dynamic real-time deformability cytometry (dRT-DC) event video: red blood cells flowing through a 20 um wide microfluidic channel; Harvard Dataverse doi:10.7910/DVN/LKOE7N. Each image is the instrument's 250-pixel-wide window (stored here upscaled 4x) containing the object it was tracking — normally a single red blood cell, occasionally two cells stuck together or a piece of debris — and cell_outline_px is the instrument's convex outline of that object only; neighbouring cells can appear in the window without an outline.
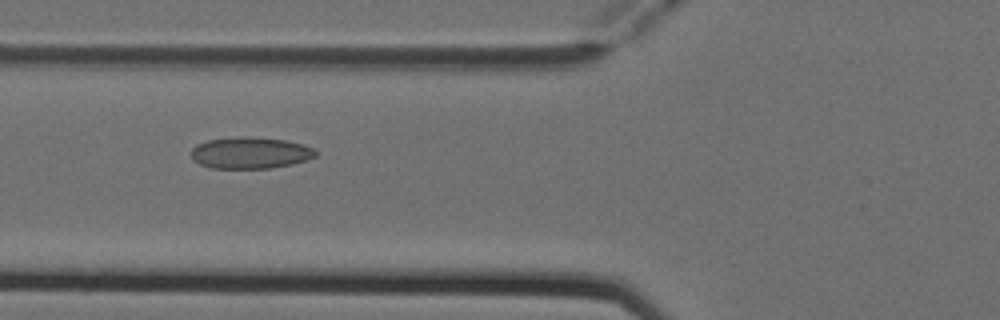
{"species": "Egyptian fruit bat (a non-hibernating species)", "species_latin": "Rousettus aegyptiacus", "temperature_condition": "cold", "stored_images_in_passage": 5, "camera_frame_rate_fps": 3000, "um_per_image_px": 0.085, "animal": {"sex": "female"}, "frame": {"image": 1, "passage_image": 3, "time_ms": 0.667, "image_size_px": [1000, 320], "cell_outline_px": [[316, 156], [292, 164], [272, 168], [208, 168], [192, 160], [188, 152], [196, 144], [208, 140], [244, 136], [284, 140], [304, 144], [312, 148], [316, 152]], "centroid_in_image_um": [21.2, 13.0], "position_along_channel_um": 104.6, "area_um2": 22.95}}
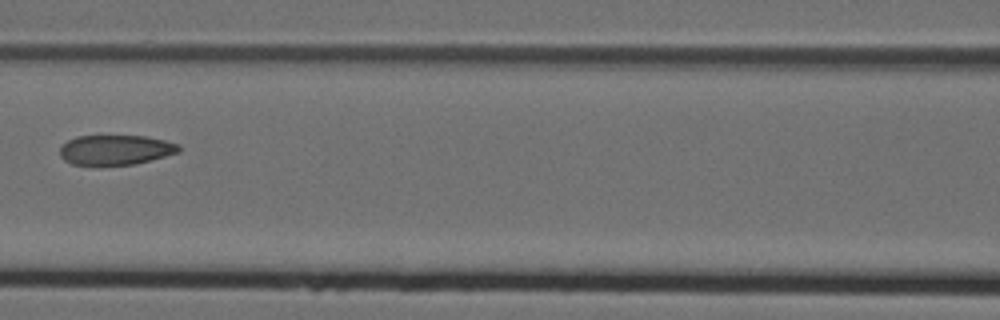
{"frame": {"image": 2, "passage_image": 4, "time_ms": 1.0, "image_size_px": [1000, 320], "cell_outline_px": [[180, 152], [136, 164], [72, 164], [64, 160], [60, 156], [60, 148], [68, 140], [76, 136], [144, 136], [164, 140], [180, 144]], "centroid_in_image_um": [9.84, 12.73], "position_along_channel_um": 156.8, "area_um2": 20.52}}
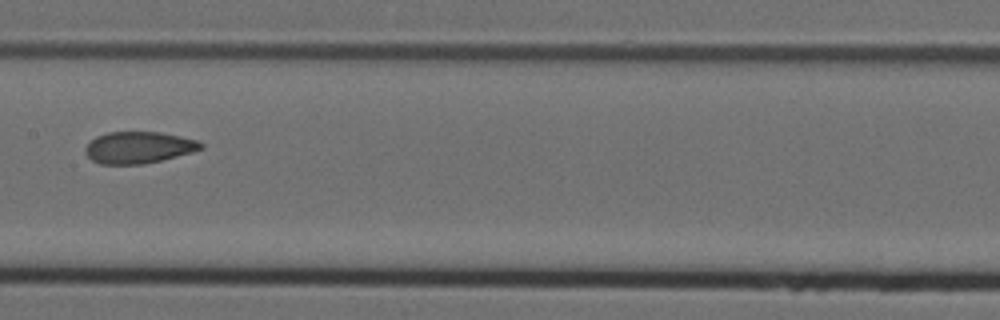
{"frame": {"image": 3, "passage_image": 5, "time_ms": 1.333, "image_size_px": [1000, 320], "cell_outline_px": [[204, 148], [192, 152], [144, 164], [100, 164], [92, 160], [84, 152], [84, 148], [96, 136], [108, 132], [160, 132], [196, 140], [204, 144]], "centroid_in_image_um": [11.76, 12.54], "position_along_channel_um": 195.6, "area_um2": 21.21}}